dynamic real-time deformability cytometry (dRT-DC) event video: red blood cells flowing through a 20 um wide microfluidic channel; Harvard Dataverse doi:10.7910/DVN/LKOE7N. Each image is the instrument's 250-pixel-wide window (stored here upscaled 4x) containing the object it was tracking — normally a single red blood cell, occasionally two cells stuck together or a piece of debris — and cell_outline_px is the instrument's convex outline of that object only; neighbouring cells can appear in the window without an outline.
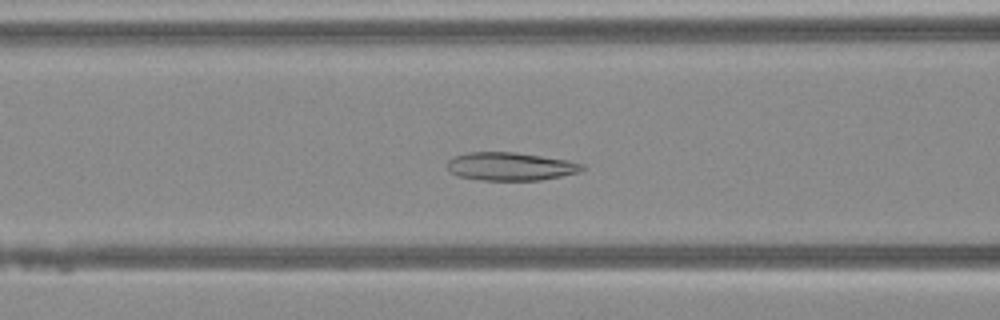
{"species": "Egyptian fruit bat (a non-hibernating species)", "species_latin": "Rousettus aegyptiacus", "temperature_condition": "warm", "stored_images_in_passage": 34, "camera_frame_rate_fps": 3000, "um_per_image_px": 0.085, "animal": {"sex": "female"}, "frame": {"image": 1, "passage_image": 18, "time_ms": 5.667, "image_size_px": [1000, 320], "cell_outline_px": [[584, 168], [580, 172], [540, 180], [480, 180], [460, 176], [448, 172], [448, 160], [456, 156], [468, 152], [516, 152], [568, 160], [584, 164]], "centroid_in_image_um": [43.39, 14.14], "position_along_channel_um": 123.2, "area_um2": 22.08}}
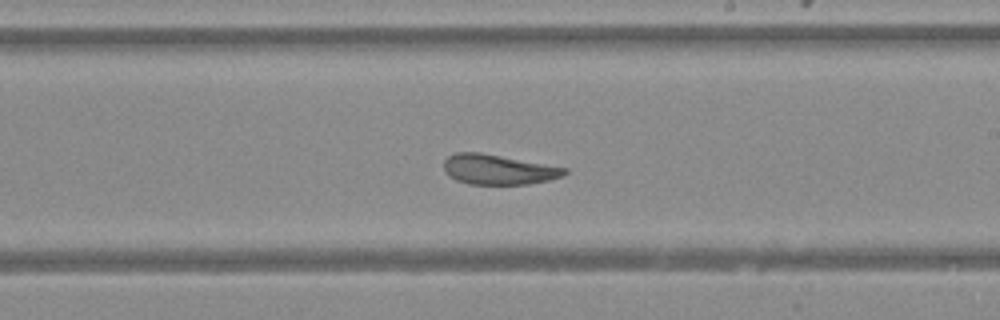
{"frame": {"image": 2, "passage_image": 27, "time_ms": 8.667, "image_size_px": [1000, 320], "cell_outline_px": [[568, 172], [564, 176], [548, 180], [528, 184], [468, 184], [456, 180], [448, 176], [444, 168], [444, 160], [448, 156], [456, 152], [480, 152], [568, 168]], "centroid_in_image_um": [42.35, 14.41], "position_along_channel_um": 246.7, "area_um2": 21.15}}
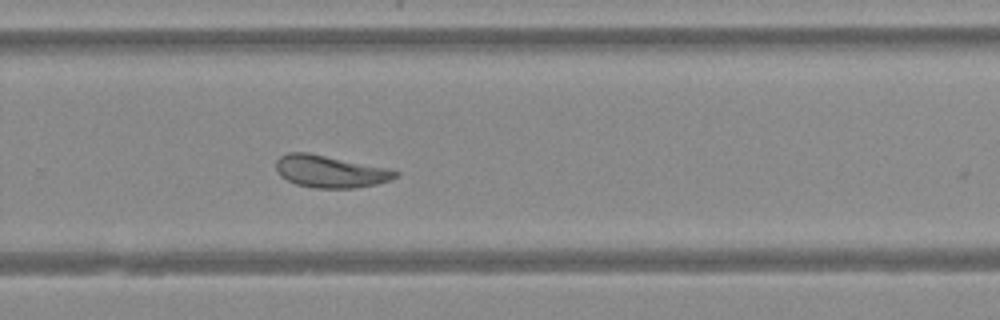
{"frame": {"image": 3, "passage_image": 31, "time_ms": 10.0, "image_size_px": [1000, 320], "cell_outline_px": [[400, 176], [392, 180], [376, 184], [356, 188], [316, 188], [296, 184], [280, 176], [276, 168], [276, 160], [280, 156], [288, 152], [308, 152], [388, 168], [400, 172]], "centroid_in_image_um": [28.09, 14.57], "position_along_channel_um": 301.7, "area_um2": 22.54}}